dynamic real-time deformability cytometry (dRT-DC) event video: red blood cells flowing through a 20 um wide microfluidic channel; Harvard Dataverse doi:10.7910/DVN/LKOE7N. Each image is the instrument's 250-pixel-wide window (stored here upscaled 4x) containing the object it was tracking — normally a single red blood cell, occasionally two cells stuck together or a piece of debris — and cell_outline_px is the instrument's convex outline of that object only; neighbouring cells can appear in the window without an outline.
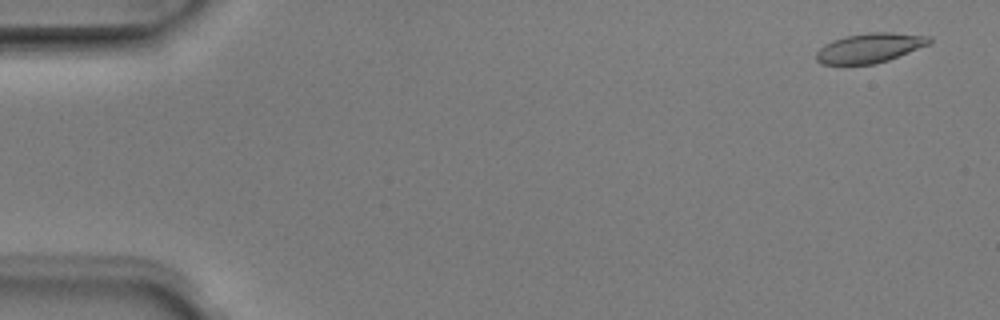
{"species": "Egyptian fruit bat (a non-hibernating species)", "species_latin": "Rousettus aegyptiacus", "temperature_condition": "room temperature", "stored_images_in_passage": 8, "camera_frame_rate_fps": 3000, "um_per_image_px": 0.085, "animal": {"sex": "male"}, "frame": {"image": 1, "passage_image": 1, "time_ms": 0.0, "image_size_px": [1000, 320], "cell_outline_px": [[932, 40], [928, 44], [888, 60], [872, 64], [820, 64], [816, 60], [816, 52], [824, 44], [832, 40], [848, 36], [872, 32], [892, 32], [932, 36]], "centroid_in_image_um": [73.91, 4.07], "position_along_channel_um": 11.1, "area_um2": 19.31}}
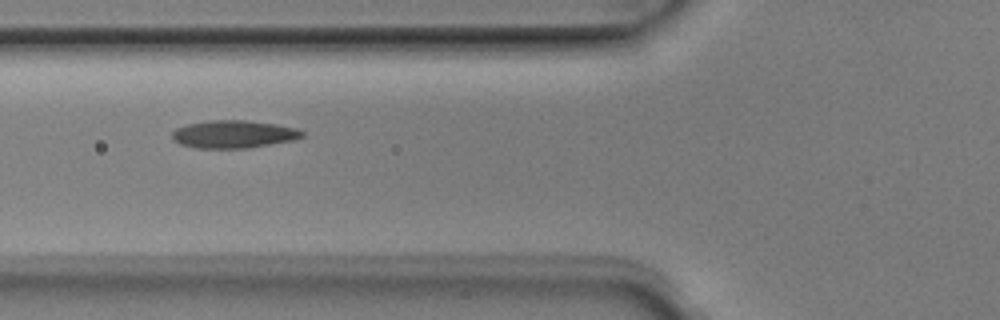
{"frame": {"image": 2, "passage_image": 6, "time_ms": 1.667, "image_size_px": [1000, 320], "cell_outline_px": [[304, 136], [296, 140], [248, 148], [196, 148], [180, 144], [172, 140], [172, 132], [176, 128], [188, 124], [212, 120], [244, 120], [276, 124], [296, 128], [304, 132]], "centroid_in_image_um": [19.87, 11.41], "position_along_channel_um": 105.9, "area_um2": 21.1}}
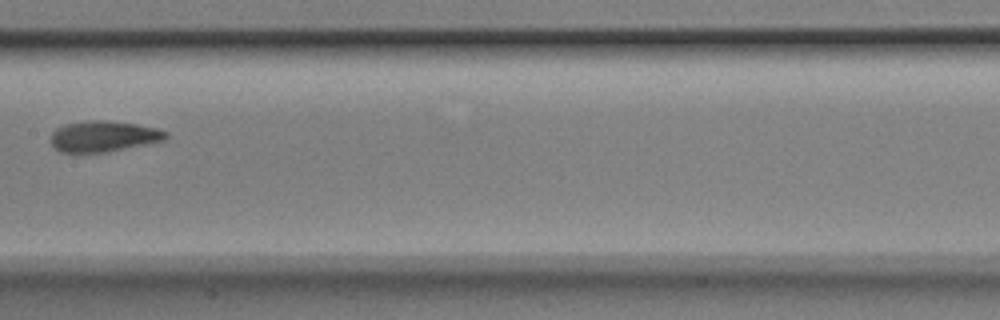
{"frame": {"image": 3, "passage_image": 8, "time_ms": 2.333, "image_size_px": [1000, 320], "cell_outline_px": [[168, 136], [164, 140], [108, 152], [60, 152], [48, 140], [52, 132], [56, 128], [64, 124], [88, 120], [104, 120], [136, 124], [156, 128], [168, 132]], "centroid_in_image_um": [8.76, 11.58], "position_along_channel_um": 198.6, "area_um2": 20.75}}